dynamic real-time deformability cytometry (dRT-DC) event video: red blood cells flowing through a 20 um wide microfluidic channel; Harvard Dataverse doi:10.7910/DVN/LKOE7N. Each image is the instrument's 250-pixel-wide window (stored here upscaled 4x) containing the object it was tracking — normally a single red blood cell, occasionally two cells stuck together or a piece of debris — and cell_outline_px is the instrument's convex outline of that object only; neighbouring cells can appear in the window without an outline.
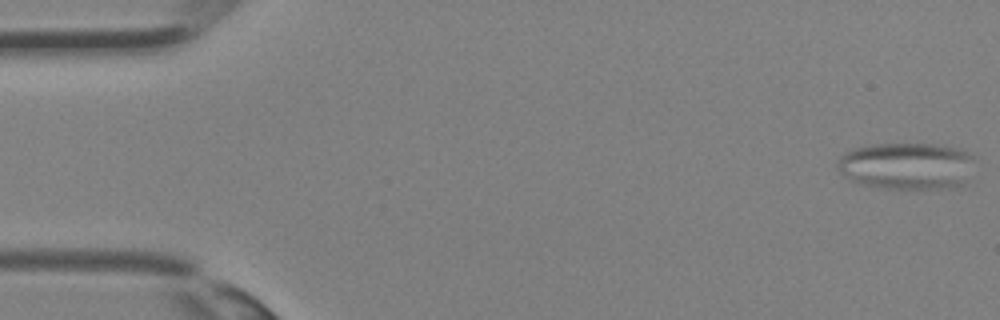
{"species": "Egyptian fruit bat (a non-hibernating species)", "species_latin": "Rousettus aegyptiacus", "temperature_condition": "room temperature", "stored_images_in_passage": 11, "camera_frame_rate_fps": 3000, "um_per_image_px": 0.085, "animal": {"sex": "female"}, "frame": {"image": 1, "passage_image": 1, "time_ms": 0.0, "image_size_px": [1000, 320], "cell_outline_px": [[976, 156], [964, 184], [948, 188], [884, 188], [864, 184], [852, 180], [844, 176], [840, 172], [836, 164], [840, 156], [844, 152], [852, 148], [868, 144], [944, 144], [960, 148]], "centroid_in_image_um": [77.08, 14.07], "position_along_channel_um": 7.9, "area_um2": 37.86}}